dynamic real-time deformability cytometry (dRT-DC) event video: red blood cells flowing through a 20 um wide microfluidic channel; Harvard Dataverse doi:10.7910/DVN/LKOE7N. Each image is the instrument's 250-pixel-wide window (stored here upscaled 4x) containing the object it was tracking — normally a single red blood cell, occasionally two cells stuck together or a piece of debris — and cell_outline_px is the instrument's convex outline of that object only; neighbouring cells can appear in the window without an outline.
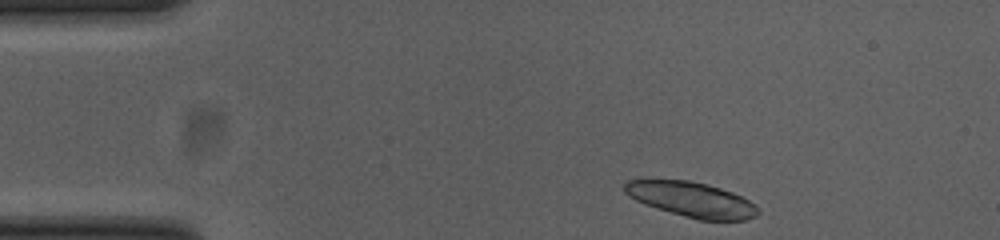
{"species": "common noctule bat (a hibernating species)", "species_latin": "Nyctalus noctula", "temperature_condition": "cold", "stored_images_in_passage": 34, "camera_frame_rate_fps": 3000, "um_per_image_px": 0.085, "animal": {"sex": "female", "body_mass_g": 23.0, "forearm_length_mm": 53.4}, "frame": {"image": 1, "passage_image": 1, "time_ms": 0.0, "image_size_px": [1000, 240], "cell_outline_px": [[760, 212], [756, 216], [744, 220], [700, 220], [684, 216], [656, 208], [644, 204], [628, 196], [624, 192], [624, 184], [628, 180], [688, 180], [708, 184], [732, 192], [756, 204]], "centroid_in_image_um": [58.79, 16.96], "position_along_channel_um": 26.2, "area_um2": 27.17}}
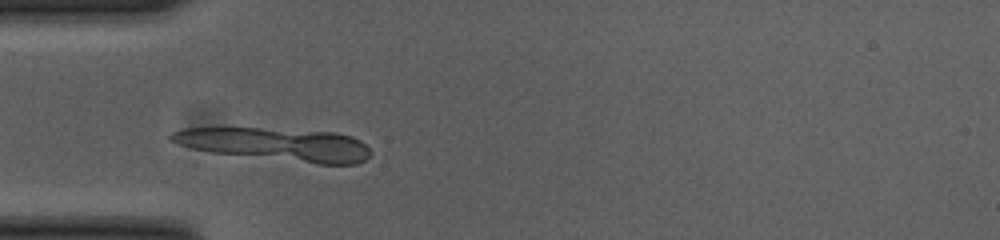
{"frame": {"image": 2, "passage_image": 9, "time_ms": 2.667, "image_size_px": [1000, 240], "cell_outline_px": [[372, 152], [364, 160], [356, 164], [316, 164], [212, 152], [192, 148], [168, 140], [168, 136], [172, 132], [184, 128], [260, 128], [336, 132], [352, 136], [360, 140]], "centroid_in_image_um": [23.48, 12.26], "position_along_channel_um": 61.5, "area_um2": 38.21}}